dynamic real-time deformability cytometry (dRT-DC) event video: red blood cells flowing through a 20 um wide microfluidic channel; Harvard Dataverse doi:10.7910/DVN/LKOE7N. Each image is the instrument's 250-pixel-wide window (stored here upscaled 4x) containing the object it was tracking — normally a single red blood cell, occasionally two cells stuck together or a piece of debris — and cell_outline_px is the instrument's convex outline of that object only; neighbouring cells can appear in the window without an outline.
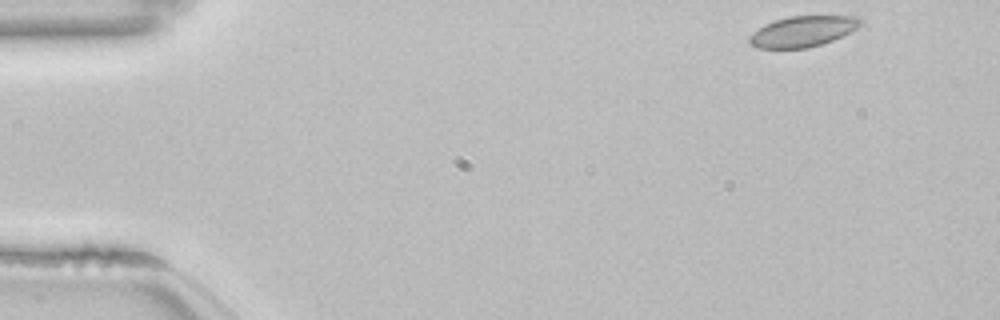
{"species": "common noctule bat (a hibernating species)", "species_latin": "Nyctalus noctula", "temperature_condition": "room temperature", "stored_images_in_passage": 50, "camera_frame_rate_fps": 3000, "um_per_image_px": 0.085, "animal": {"sex": "female", "body_mass_g": 22.7, "forearm_length_mm": 54.2}, "frame": {"image": 1, "passage_image": 1, "time_ms": 0.0, "image_size_px": [1000, 320], "cell_outline_px": [[864, 24], [832, 40], [808, 48], [756, 48], [748, 44], [748, 36], [752, 32], [764, 24], [788, 16], [860, 16], [864, 20]], "centroid_in_image_um": [68.21, 2.66], "position_along_channel_um": 16.8, "area_um2": 20.0}}
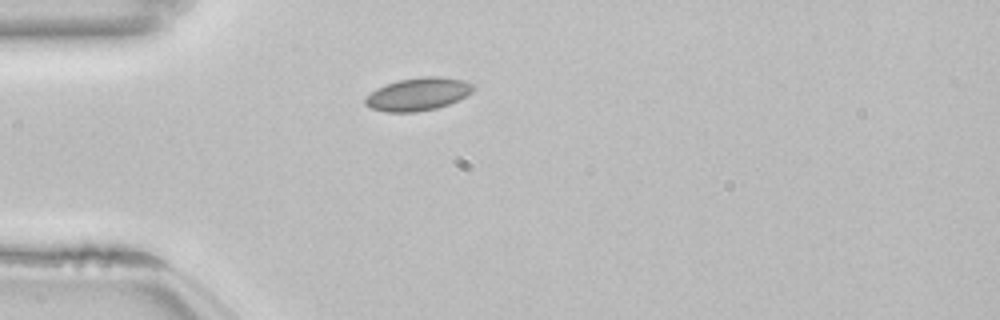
{"frame": {"image": 2, "passage_image": 11, "time_ms": 3.333, "image_size_px": [1000, 320], "cell_outline_px": [[476, 88], [472, 92], [448, 104], [436, 108], [416, 112], [384, 112], [372, 108], [364, 104], [364, 100], [376, 88], [400, 80], [420, 76], [440, 76], [464, 80], [472, 84]], "centroid_in_image_um": [35.54, 8.0], "position_along_channel_um": 49.5, "area_um2": 20.52}}
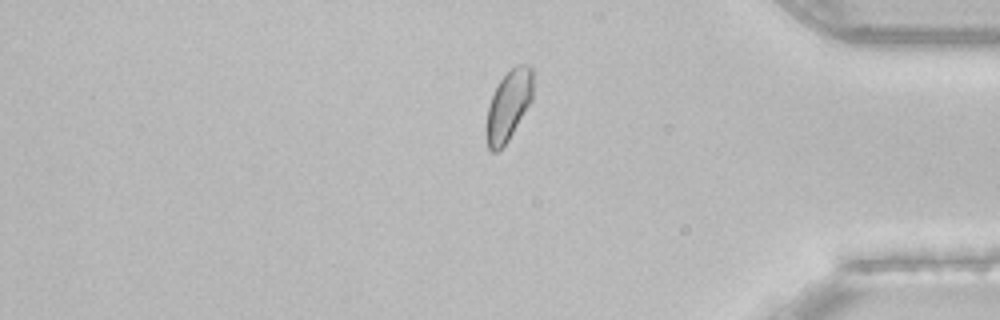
{"frame": {"image": 3, "passage_image": 41, "time_ms": 13.333, "image_size_px": [1000, 320], "cell_outline_px": [[532, 100], [508, 140], [496, 152], [492, 152], [488, 148], [484, 132], [488, 104], [500, 80], [516, 64], [528, 64], [532, 68]], "centroid_in_image_um": [43.19, 8.98], "position_along_channel_um": 392.0, "area_um2": 19.07}, "authors_computed_cell_mechanics": {"area_um2": 19.3341, "velocity_mm_per_s": 3.811, "shape_relaxation_time_tau1_ms": 5.4662, "shape_relaxation_time_tau2_ms": 1.8133, "deformation_change_tau1": 0.041, "deformation_change_tau2": 0.0496}}